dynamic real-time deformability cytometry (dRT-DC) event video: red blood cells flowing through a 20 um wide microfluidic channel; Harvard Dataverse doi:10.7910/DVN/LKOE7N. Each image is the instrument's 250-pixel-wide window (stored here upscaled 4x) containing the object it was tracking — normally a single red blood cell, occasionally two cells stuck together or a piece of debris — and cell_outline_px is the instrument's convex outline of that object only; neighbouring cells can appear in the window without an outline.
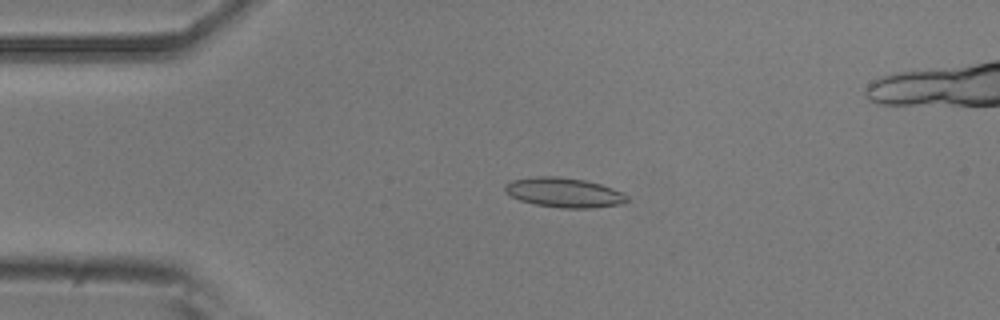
{"species": "common noctule bat (a hibernating species)", "species_latin": "Nyctalus noctula", "temperature_condition": "room temperature", "stored_images_in_passage": 52, "camera_frame_rate_fps": 3000, "um_per_image_px": 0.085, "animal": {"sex": "male", "body_mass_g": 20.5, "forearm_length_mm": 52.5}, "frame": {"image": 1, "passage_image": 11, "time_ms": 3.333, "image_size_px": [1000, 320], "cell_outline_px": [[628, 200], [620, 204], [592, 208], [560, 208], [536, 204], [520, 200], [504, 192], [504, 184], [512, 180], [536, 176], [560, 176], [584, 180], [600, 184], [612, 188], [628, 196]], "centroid_in_image_um": [47.91, 16.36], "position_along_channel_um": 37.1, "area_um2": 21.04}}
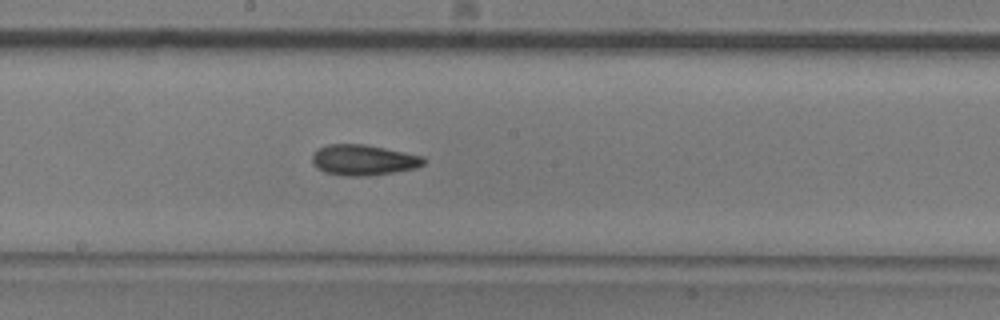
{"frame": {"image": 2, "passage_image": 27, "time_ms": 8.667, "image_size_px": [1000, 320], "cell_outline_px": [[428, 160], [424, 164], [416, 168], [368, 176], [348, 176], [324, 172], [316, 168], [312, 164], [312, 156], [320, 148], [328, 144], [364, 144], [424, 156]], "centroid_in_image_um": [30.91, 13.6], "position_along_channel_um": 217.3, "area_um2": 19.88}}
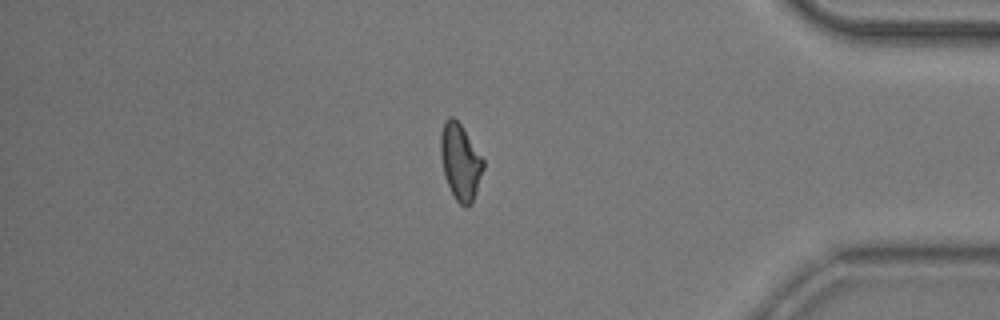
{"frame": {"image": 3, "passage_image": 43, "time_ms": 14.0, "image_size_px": [1000, 320], "cell_outline_px": [[484, 168], [472, 204], [464, 208], [456, 200], [448, 184], [444, 172], [440, 156], [440, 132], [444, 120], [448, 116], [452, 116], [460, 124], [484, 160]], "centroid_in_image_um": [39.12, 13.75], "position_along_channel_um": 396.1, "area_um2": 18.84}}